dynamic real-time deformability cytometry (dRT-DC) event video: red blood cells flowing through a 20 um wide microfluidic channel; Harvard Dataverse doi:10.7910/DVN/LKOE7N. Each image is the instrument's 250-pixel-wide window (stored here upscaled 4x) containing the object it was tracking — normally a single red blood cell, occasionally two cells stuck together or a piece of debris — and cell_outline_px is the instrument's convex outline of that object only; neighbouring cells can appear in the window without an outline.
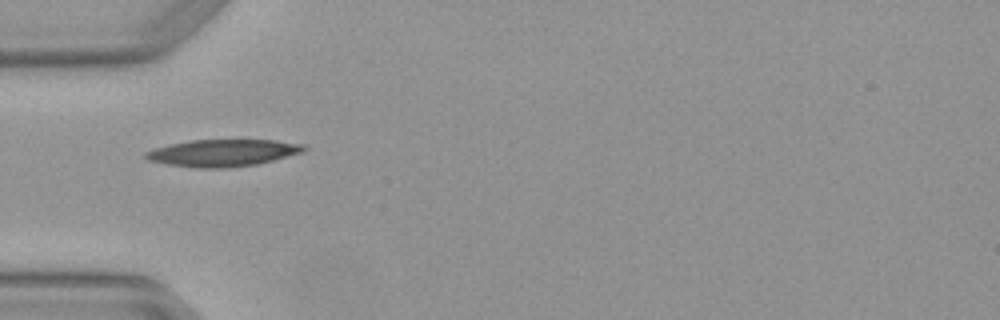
{"species": "Egyptian fruit bat (a non-hibernating species)", "species_latin": "Rousettus aegyptiacus", "temperature_condition": "warm", "stored_images_in_passage": 5, "camera_frame_rate_fps": 3000, "um_per_image_px": 0.085, "animal": {"sex": "female"}, "frame": {"image": 1, "passage_image": 4, "time_ms": 1.0, "image_size_px": [1000, 320], "cell_outline_px": [[308, 148], [304, 152], [256, 164], [228, 168], [196, 168], [168, 164], [148, 160], [144, 156], [144, 152], [156, 148], [172, 144], [192, 140], [276, 140], [304, 144]], "centroid_in_image_um": [18.97, 12.99], "position_along_channel_um": 66.0, "area_um2": 24.8}}
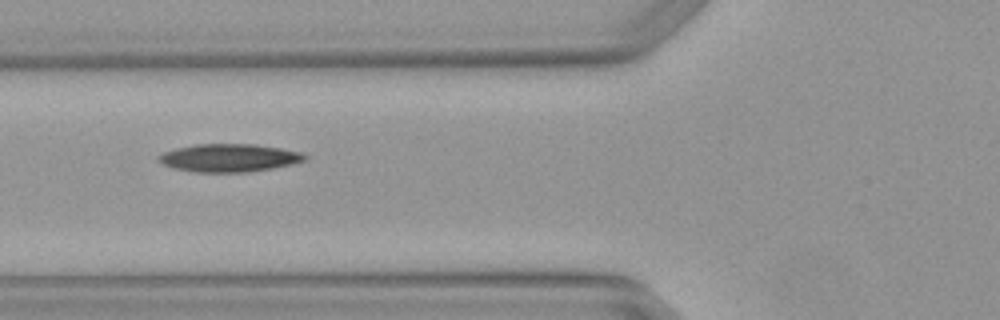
{"frame": {"image": 2, "passage_image": 5, "time_ms": 1.333, "image_size_px": [1000, 320], "cell_outline_px": [[308, 160], [292, 164], [272, 168], [248, 172], [196, 172], [172, 168], [156, 160], [156, 156], [164, 152], [176, 148], [196, 144], [256, 144], [280, 148], [300, 152], [308, 156]], "centroid_in_image_um": [19.47, 13.42], "position_along_channel_um": 106.3, "area_um2": 23.93}}